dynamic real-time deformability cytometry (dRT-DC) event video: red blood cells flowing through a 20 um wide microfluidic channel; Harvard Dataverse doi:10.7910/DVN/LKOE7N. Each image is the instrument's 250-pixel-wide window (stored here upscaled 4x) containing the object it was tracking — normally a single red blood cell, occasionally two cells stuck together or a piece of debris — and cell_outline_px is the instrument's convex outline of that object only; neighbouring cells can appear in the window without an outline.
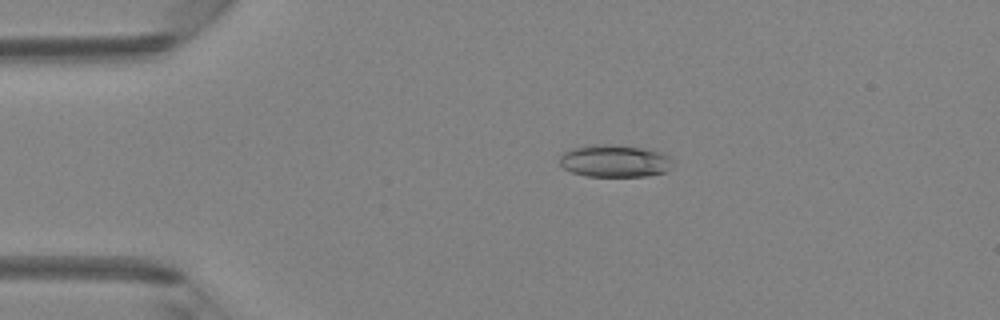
{"species": "Egyptian fruit bat (a non-hibernating species)", "species_latin": "Rousettus aegyptiacus", "temperature_condition": "room temperature", "stored_images_in_passage": 47, "camera_frame_rate_fps": 3000, "um_per_image_px": 0.085, "animal": {"sex": "female"}, "frame": {"image": 1, "passage_image": 9, "time_ms": 2.667, "image_size_px": [1000, 320], "cell_outline_px": [[672, 160], [664, 172], [648, 176], [584, 176], [572, 172], [564, 168], [560, 164], [560, 156], [564, 152], [572, 148], [588, 144], [612, 144], [644, 148], [664, 152]], "centroid_in_image_um": [52.21, 13.66], "position_along_channel_um": 32.8, "area_um2": 21.39}}
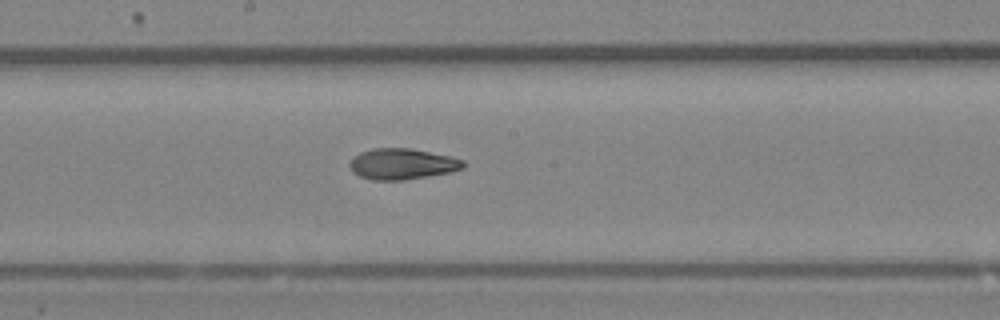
{"frame": {"image": 2, "passage_image": 25, "time_ms": 8.0, "image_size_px": [1000, 320], "cell_outline_px": [[468, 164], [464, 168], [452, 172], [404, 180], [372, 180], [360, 176], [352, 172], [348, 164], [360, 152], [372, 148], [412, 148], [452, 156], [464, 160]], "centroid_in_image_um": [34.24, 13.93], "position_along_channel_um": 214.0, "area_um2": 20.75}}
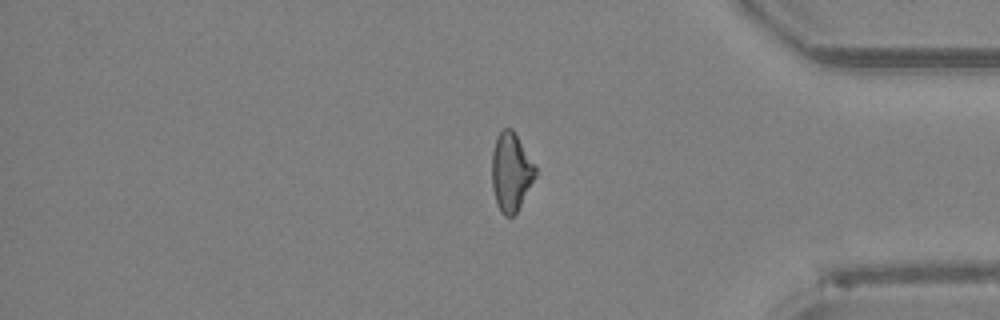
{"frame": {"image": 3, "passage_image": 39, "time_ms": 12.667, "image_size_px": [1000, 320], "cell_outline_px": [[536, 176], [516, 212], [512, 216], [504, 216], [500, 212], [496, 204], [492, 188], [492, 152], [496, 136], [504, 128], [512, 128], [536, 164]], "centroid_in_image_um": [43.43, 14.6], "position_along_channel_um": 391.8, "area_um2": 20.06}, "authors_computed_cell_mechanics": {"area_um2": 20.519, "velocity_mm_per_s": 4.2661, "shape_relaxation_time_tau1_ms": 7.9554, "shape_relaxation_time_tau2_ms": 2.2962, "deformation_change_tau1": 0.2292, "deformation_change_tau2": 0.0917}}